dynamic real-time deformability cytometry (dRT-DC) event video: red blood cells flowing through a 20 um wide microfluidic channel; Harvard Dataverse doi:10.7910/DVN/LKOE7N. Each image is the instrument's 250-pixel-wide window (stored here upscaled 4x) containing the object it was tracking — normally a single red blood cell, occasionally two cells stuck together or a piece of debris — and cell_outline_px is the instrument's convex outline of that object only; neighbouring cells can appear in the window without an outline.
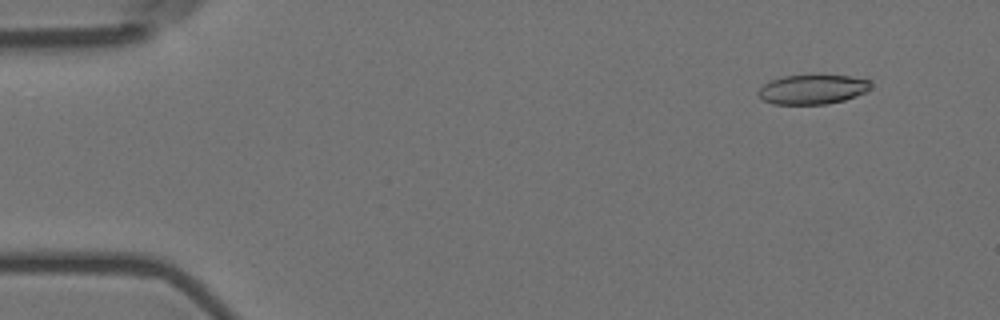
{"species": "Egyptian fruit bat (a non-hibernating species)", "species_latin": "Rousettus aegyptiacus", "temperature_condition": "room temperature", "stored_images_in_passage": 32, "camera_frame_rate_fps": 3000, "um_per_image_px": 0.085, "animal": {"sex": "female"}, "frame": {"image": 1, "passage_image": 5, "time_ms": 1.333, "image_size_px": [1000, 320], "cell_outline_px": [[872, 84], [868, 92], [844, 100], [824, 104], [776, 104], [764, 100], [756, 92], [764, 84], [772, 80], [784, 76], [848, 76], [868, 80]], "centroid_in_image_um": [69.09, 7.61], "position_along_channel_um": 15.9, "area_um2": 19.02}}
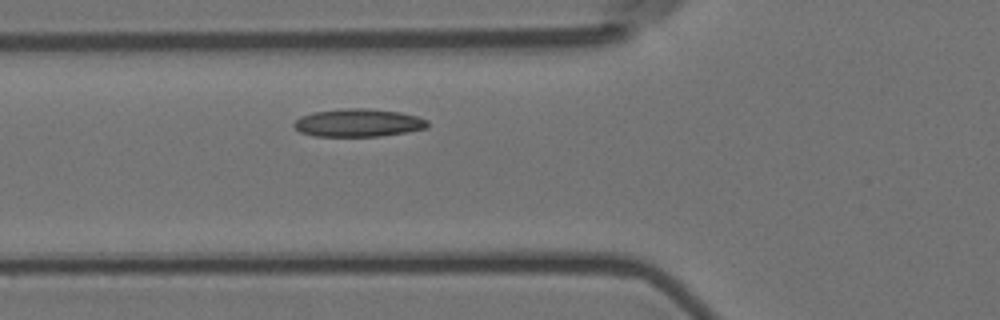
{"frame": {"image": 2, "passage_image": 21, "time_ms": 6.667, "image_size_px": [1000, 320], "cell_outline_px": [[428, 128], [380, 136], [316, 136], [300, 132], [292, 124], [300, 116], [312, 112], [348, 108], [368, 108], [400, 112], [416, 116], [428, 120]], "centroid_in_image_um": [30.45, 10.43], "position_along_channel_um": 95.4, "area_um2": 21.68}}
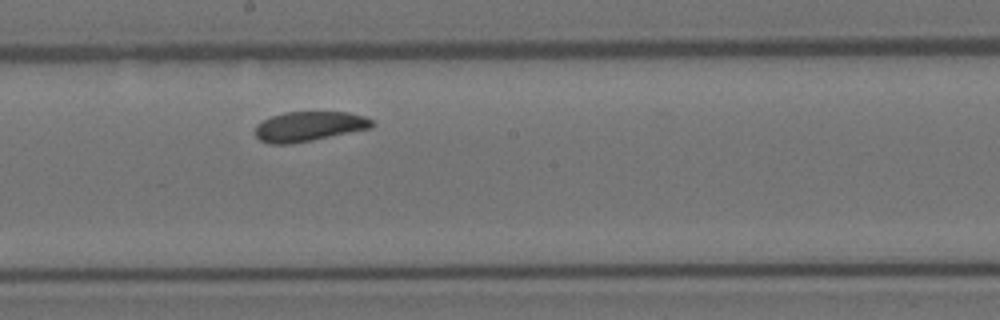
{"frame": {"image": 3, "passage_image": 32, "time_ms": 10.333, "image_size_px": [1000, 320], "cell_outline_px": [[376, 124], [372, 128], [312, 140], [288, 144], [272, 144], [260, 140], [256, 136], [256, 124], [272, 116], [284, 112], [348, 112], [364, 116], [372, 120]], "centroid_in_image_um": [26.3, 10.74], "position_along_channel_um": 221.9, "area_um2": 20.23}}